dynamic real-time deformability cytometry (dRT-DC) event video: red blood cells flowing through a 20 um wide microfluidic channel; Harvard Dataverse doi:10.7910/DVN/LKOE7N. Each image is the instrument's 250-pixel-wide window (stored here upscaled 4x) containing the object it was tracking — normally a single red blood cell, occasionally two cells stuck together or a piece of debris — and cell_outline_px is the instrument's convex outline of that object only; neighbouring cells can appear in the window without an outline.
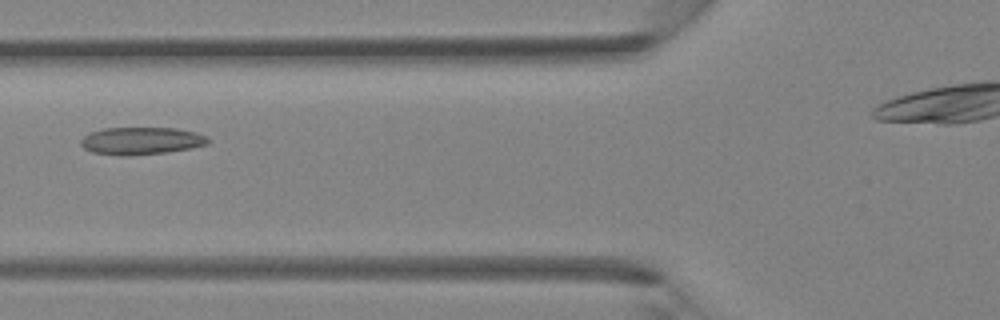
{"species": "Egyptian fruit bat (a non-hibernating species)", "species_latin": "Rousettus aegyptiacus", "temperature_condition": "room temperature", "stored_images_in_passage": 38, "camera_frame_rate_fps": 3000, "um_per_image_px": 0.085, "animal": {"sex": "female"}, "frame": {"image": 1, "passage_image": 16, "time_ms": 5.0, "image_size_px": [1000, 320], "cell_outline_px": [[208, 144], [192, 148], [164, 152], [128, 156], [116, 156], [92, 152], [84, 148], [80, 144], [80, 140], [88, 132], [104, 128], [176, 128], [196, 132], [208, 136]], "centroid_in_image_um": [11.98, 11.97], "position_along_channel_um": 113.8, "area_um2": 20.52}}
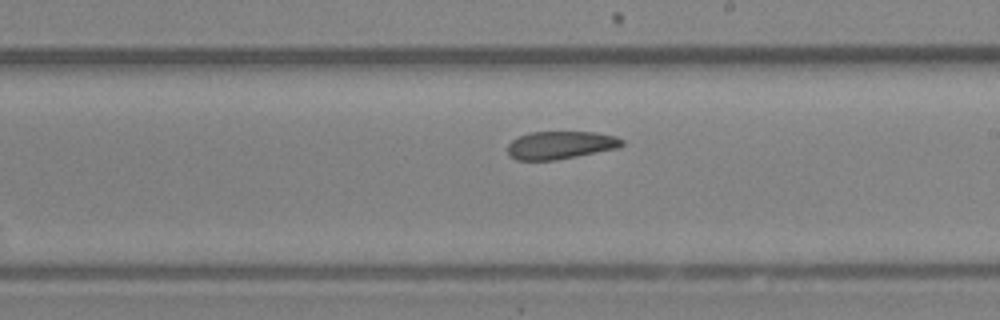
{"frame": {"image": 2, "passage_image": 24, "time_ms": 7.667, "image_size_px": [1000, 320], "cell_outline_px": [[624, 144], [620, 148], [556, 160], [516, 160], [508, 156], [508, 144], [512, 140], [528, 132], [592, 132], [616, 136], [624, 140]], "centroid_in_image_um": [47.65, 12.34], "position_along_channel_um": 241.4, "area_um2": 18.73}}
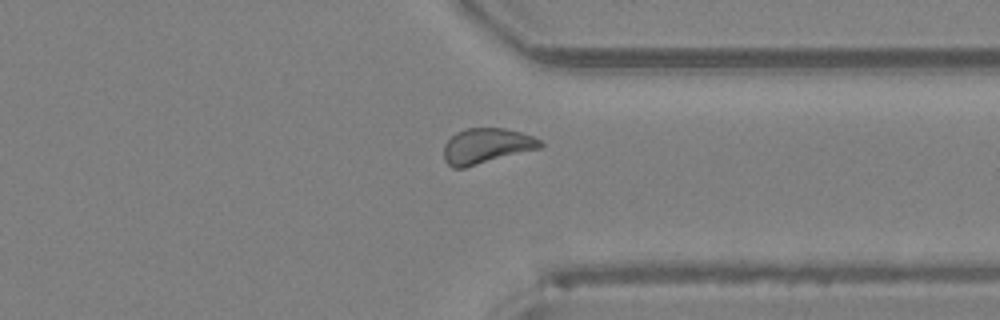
{"frame": {"image": 3, "passage_image": 32, "time_ms": 10.333, "image_size_px": [1000, 320], "cell_outline_px": [[544, 144], [540, 148], [464, 168], [452, 168], [444, 160], [444, 144], [456, 132], [468, 128], [504, 128], [520, 132], [532, 136], [540, 140]], "centroid_in_image_um": [41.33, 12.41], "position_along_channel_um": 370.1, "area_um2": 19.77}}